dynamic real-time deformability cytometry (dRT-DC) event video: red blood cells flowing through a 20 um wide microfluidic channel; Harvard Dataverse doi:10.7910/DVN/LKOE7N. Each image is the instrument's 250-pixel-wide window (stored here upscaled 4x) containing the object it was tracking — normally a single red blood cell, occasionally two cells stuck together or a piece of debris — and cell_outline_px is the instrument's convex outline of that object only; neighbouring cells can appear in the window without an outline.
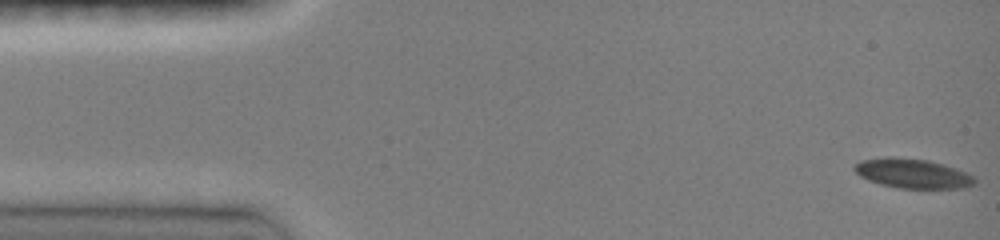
{"species": "common noctule bat (a hibernating species)", "species_latin": "Nyctalus noctula", "temperature_condition": "room temperature", "stored_images_in_passage": 47, "camera_frame_rate_fps": 3000, "um_per_image_px": 0.085, "animal": {"sex": "female", "body_mass_g": 19.0, "forearm_length_mm": 51.5}, "frame": {"image": 1, "passage_image": 1, "time_ms": 0.0, "image_size_px": [1000, 240], "cell_outline_px": [[976, 184], [964, 188], [900, 188], [880, 184], [868, 180], [860, 176], [852, 168], [860, 160], [888, 156], [892, 156], [928, 160], [956, 168], [976, 176]], "centroid_in_image_um": [77.59, 14.74], "position_along_channel_um": 7.4, "area_um2": 20.87}}
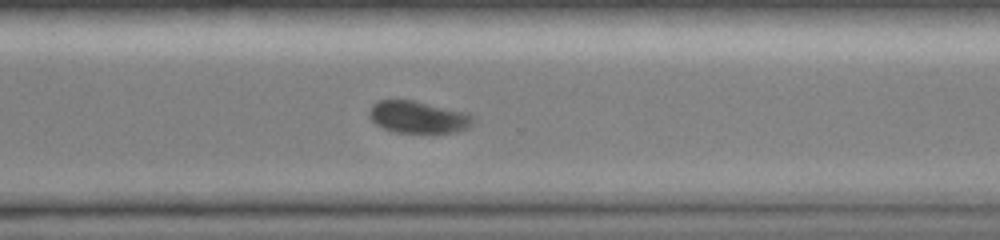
{"frame": {"image": 2, "passage_image": 34, "time_ms": 11.0, "image_size_px": [1000, 240], "cell_outline_px": [[476, 120], [468, 128], [456, 132], [392, 132], [376, 124], [368, 116], [368, 112], [372, 104], [380, 100], [412, 100], [468, 112], [476, 116]], "centroid_in_image_um": [35.58, 9.95], "position_along_channel_um": 335.0, "area_um2": 19.59}}
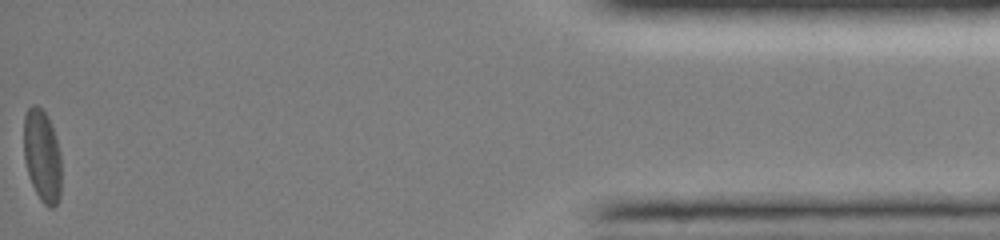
{"frame": {"image": 3, "passage_image": 47, "time_ms": 15.333, "image_size_px": [1000, 240], "cell_outline_px": [[60, 196], [56, 204], [52, 208], [48, 208], [40, 200], [32, 184], [24, 160], [24, 116], [28, 108], [32, 104], [36, 104], [44, 112], [52, 128], [60, 152]], "centroid_in_image_um": [3.57, 13.26], "position_along_channel_um": 431.6, "area_um2": 20.0}, "authors_computed_cell_mechanics": {"area_um2": 20.8658, "velocity_mm_per_s": 4.0742, "shape_relaxation_time_tau1_ms": 3.7166, "shape_relaxation_time_tau2_ms": 1.2886, "deformation_change_tau1": 0.0992, "deformation_change_tau2": 0.0291}}